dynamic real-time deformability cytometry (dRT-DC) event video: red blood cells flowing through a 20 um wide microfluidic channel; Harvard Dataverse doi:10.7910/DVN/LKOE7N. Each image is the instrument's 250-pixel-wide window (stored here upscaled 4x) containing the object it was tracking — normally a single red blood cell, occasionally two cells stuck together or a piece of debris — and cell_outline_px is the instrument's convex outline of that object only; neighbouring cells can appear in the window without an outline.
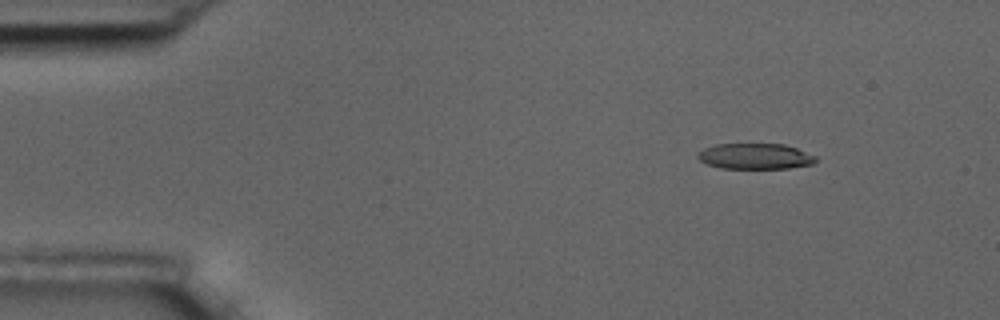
{"species": "common noctule bat (a hibernating species)", "species_latin": "Nyctalus noctula", "temperature_condition": "room temperature", "stored_images_in_passage": 3, "camera_frame_rate_fps": 3000, "um_per_image_px": 0.085, "animal": {"sex": "male", "body_mass_g": 17.5, "forearm_length_mm": 52.3}, "frame": {"image": 1, "passage_image": 1, "time_ms": 0.0, "image_size_px": [1000, 320], "cell_outline_px": [[816, 160], [812, 164], [788, 168], [720, 168], [708, 164], [700, 160], [696, 156], [704, 148], [716, 144], [784, 144], [796, 148], [816, 156]], "centroid_in_image_um": [64.18, 13.28], "position_along_channel_um": 20.8, "area_um2": 17.51}}